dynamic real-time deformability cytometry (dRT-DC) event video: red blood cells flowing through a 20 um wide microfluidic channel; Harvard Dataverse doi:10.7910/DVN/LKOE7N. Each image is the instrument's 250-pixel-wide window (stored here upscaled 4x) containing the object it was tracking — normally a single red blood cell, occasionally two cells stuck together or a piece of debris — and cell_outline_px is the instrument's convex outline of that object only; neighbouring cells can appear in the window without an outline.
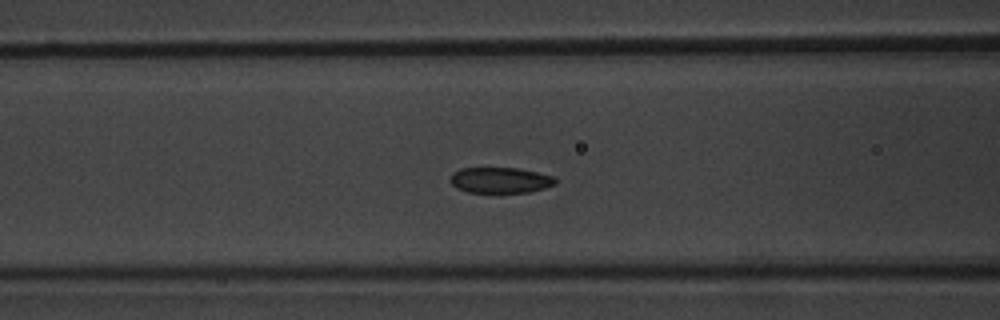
{"species": "common noctule bat (a hibernating species)", "species_latin": "Nyctalus noctula", "temperature_condition": "warm", "stored_images_in_passage": 51, "camera_frame_rate_fps": 3000, "um_per_image_px": 0.085, "animal": {"sex": "male", "body_mass_g": 20.1, "forearm_length_mm": 53.5}, "frame": {"image": 1, "passage_image": 20, "time_ms": 6.333, "image_size_px": [1000, 320], "cell_outline_px": [[556, 184], [544, 188], [528, 192], [468, 192], [456, 188], [448, 180], [452, 172], [460, 168], [516, 168], [556, 176]], "centroid_in_image_um": [42.5, 15.31], "position_along_channel_um": 124.1, "area_um2": 15.84}}
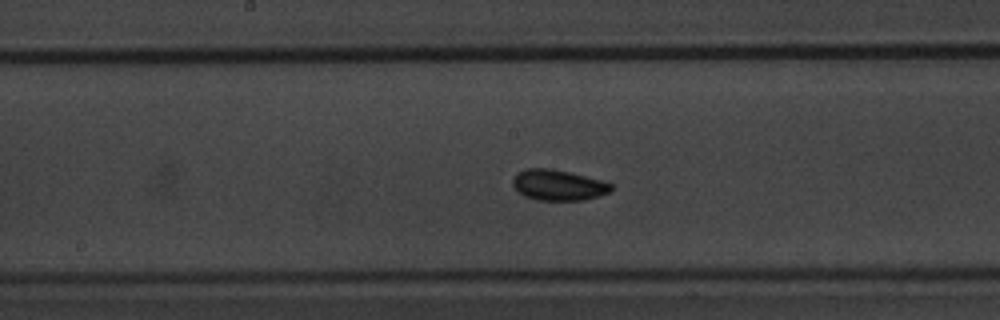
{"frame": {"image": 2, "passage_image": 26, "time_ms": 8.333, "image_size_px": [1000, 320], "cell_outline_px": [[612, 188], [608, 192], [600, 196], [584, 200], [536, 200], [524, 196], [512, 184], [512, 180], [516, 172], [524, 168], [552, 168], [600, 180], [612, 184]], "centroid_in_image_um": [47.41, 15.73], "position_along_channel_um": 200.8, "area_um2": 17.57}}
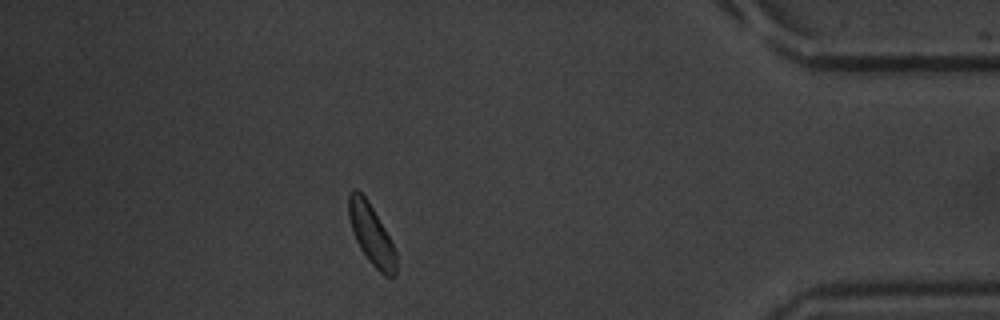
{"frame": {"image": 3, "passage_image": 45, "time_ms": 14.667, "image_size_px": [1000, 320], "cell_outline_px": [[396, 276], [392, 280], [384, 276], [368, 260], [360, 248], [356, 240], [348, 216], [348, 196], [352, 188], [356, 188], [368, 200], [384, 228], [396, 252]], "centroid_in_image_um": [31.57, 19.95], "position_along_channel_um": 403.6, "area_um2": 16.65}, "authors_computed_cell_mechanics": {"area_um2": 16.762, "velocity_mm_per_s": 3.8231, "shape_relaxation_time_tau1_ms": null, "shape_relaxation_time_tau2_ms": 8.1214, "deformation_change_tau1": null, "deformation_change_tau2": 0.1205}}